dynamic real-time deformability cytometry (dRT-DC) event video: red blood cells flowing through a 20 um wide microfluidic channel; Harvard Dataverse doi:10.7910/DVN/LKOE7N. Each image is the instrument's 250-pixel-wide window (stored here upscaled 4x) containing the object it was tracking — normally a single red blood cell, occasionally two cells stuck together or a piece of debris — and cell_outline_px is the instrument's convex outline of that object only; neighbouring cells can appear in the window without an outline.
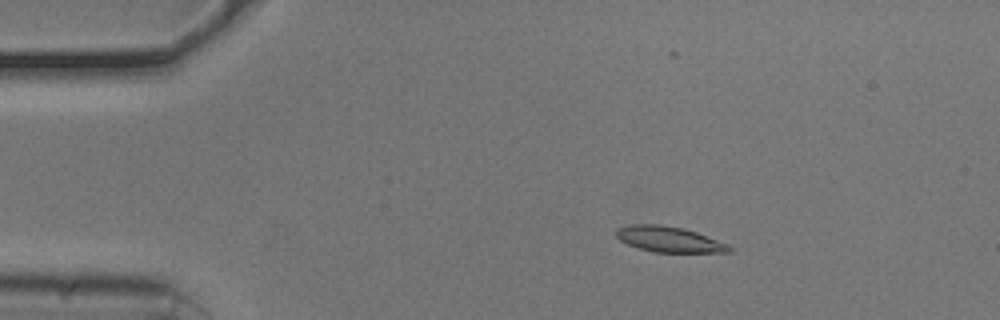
{"species": "common noctule bat (a hibernating species)", "species_latin": "Nyctalus noctula", "temperature_condition": "cold", "stored_images_in_passage": 54, "camera_frame_rate_fps": 3000, "um_per_image_px": 0.085, "animal": {"sex": "male", "body_mass_g": 20.5, "forearm_length_mm": 52.5}, "frame": {"image": 1, "passage_image": 10, "time_ms": 3.0, "image_size_px": [1000, 320], "cell_outline_px": [[732, 252], [652, 252], [628, 244], [620, 240], [616, 236], [616, 228], [632, 224], [660, 224], [684, 228], [696, 232], [728, 244], [732, 248]], "centroid_in_image_um": [56.86, 20.33], "position_along_channel_um": 28.1, "area_um2": 16.82}}
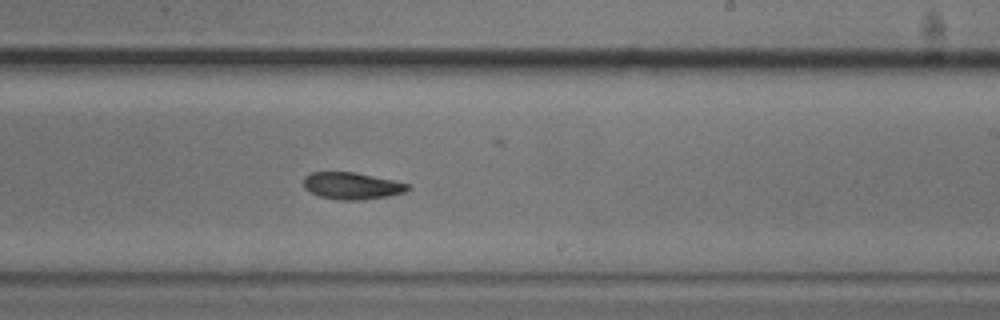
{"frame": {"image": 2, "passage_image": 33, "time_ms": 10.667, "image_size_px": [1000, 320], "cell_outline_px": [[412, 188], [404, 192], [388, 196], [360, 200], [340, 200], [320, 196], [304, 188], [304, 176], [312, 172], [356, 172], [392, 180], [408, 184]], "centroid_in_image_um": [29.91, 15.79], "position_along_channel_um": 259.1, "area_um2": 16.24}}
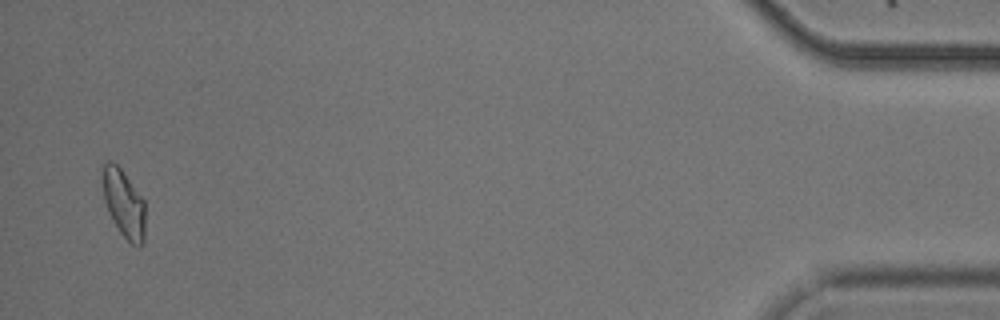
{"frame": {"image": 3, "passage_image": 53, "time_ms": 17.333, "image_size_px": [1000, 320], "cell_outline_px": [[144, 244], [140, 248], [132, 244], [120, 232], [112, 220], [108, 212], [104, 200], [104, 164], [108, 160], [112, 160], [120, 168], [144, 200]], "centroid_in_image_um": [10.54, 17.35], "position_along_channel_um": 424.7, "area_um2": 16.53}, "authors_computed_cell_mechanics": {"area_um2": 16.6464, "velocity_mm_per_s": 3.7617, "shape_relaxation_time_tau1_ms": 3.0645, "shape_relaxation_time_tau2_ms": 3.4809, "deformation_change_tau1": 0.1021, "deformation_change_tau2": 0.075}}